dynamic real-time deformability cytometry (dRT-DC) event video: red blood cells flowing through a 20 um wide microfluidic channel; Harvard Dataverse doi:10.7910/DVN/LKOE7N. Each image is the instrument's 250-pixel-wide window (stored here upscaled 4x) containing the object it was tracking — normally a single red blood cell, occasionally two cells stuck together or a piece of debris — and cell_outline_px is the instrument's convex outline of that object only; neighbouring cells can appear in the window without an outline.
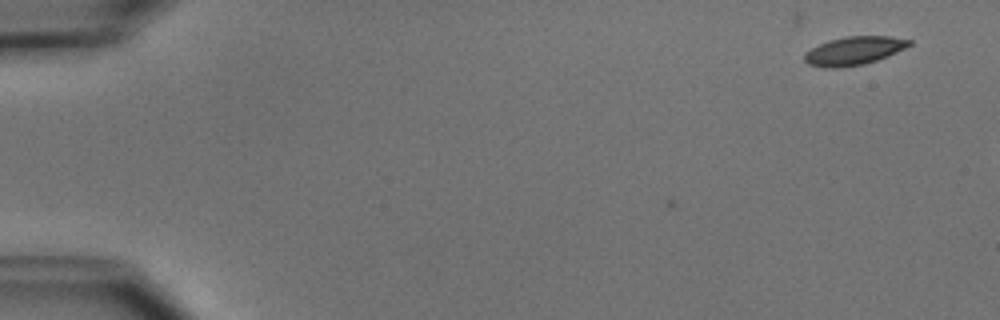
{"species": "common noctule bat (a hibernating species)", "species_latin": "Nyctalus noctula", "temperature_condition": "cold", "stored_images_in_passage": 4, "camera_frame_rate_fps": 3000, "um_per_image_px": 0.085, "animal": {"sex": "male", "body_mass_g": 15.6}, "frame": {"image": 1, "passage_image": 1, "time_ms": 0.0, "image_size_px": [1000, 320], "cell_outline_px": [[912, 44], [888, 56], [864, 64], [840, 68], [824, 68], [808, 64], [804, 60], [804, 52], [828, 40], [844, 36], [888, 36], [912, 40]], "centroid_in_image_um": [72.56, 4.32], "position_along_channel_um": 12.4, "area_um2": 17.4}}